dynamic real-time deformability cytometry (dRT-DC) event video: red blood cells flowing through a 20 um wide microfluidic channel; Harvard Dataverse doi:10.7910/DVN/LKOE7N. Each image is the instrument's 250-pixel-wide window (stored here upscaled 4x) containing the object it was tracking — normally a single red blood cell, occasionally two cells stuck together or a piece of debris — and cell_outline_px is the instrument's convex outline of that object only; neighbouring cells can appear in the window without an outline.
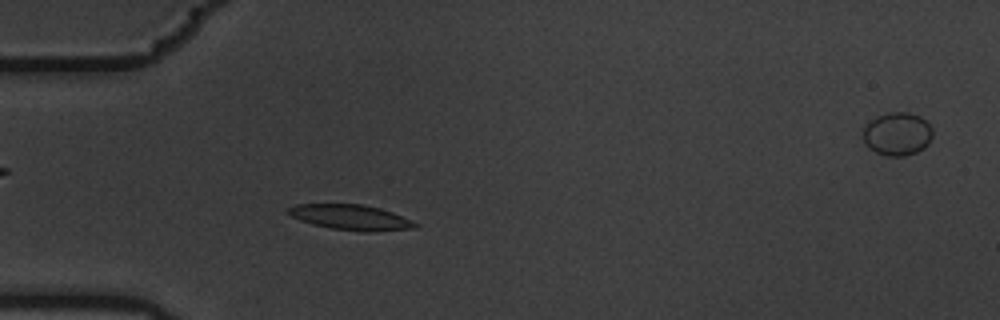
{"species": "common noctule bat (a hibernating species)", "species_latin": "Nyctalus noctula", "temperature_condition": "warm", "stored_images_in_passage": 5, "segment_of_instrument_passage": [1, 2], "camera_frame_rate_fps": 3000, "um_per_image_px": 0.085, "animal": {"sex": "male", "body_mass_g": 19.5, "forearm_length_mm": 54.6}, "frame": {"image": 1, "passage_image": 4, "time_ms": 1.0, "image_size_px": [1000, 320], "cell_outline_px": [[420, 224], [416, 228], [368, 232], [364, 232], [332, 228], [312, 224], [300, 220], [284, 212], [288, 208], [296, 204], [364, 204], [380, 208], [392, 212], [412, 220]], "centroid_in_image_um": [29.82, 18.47], "position_along_channel_um": 55.2, "area_um2": 18.79}}